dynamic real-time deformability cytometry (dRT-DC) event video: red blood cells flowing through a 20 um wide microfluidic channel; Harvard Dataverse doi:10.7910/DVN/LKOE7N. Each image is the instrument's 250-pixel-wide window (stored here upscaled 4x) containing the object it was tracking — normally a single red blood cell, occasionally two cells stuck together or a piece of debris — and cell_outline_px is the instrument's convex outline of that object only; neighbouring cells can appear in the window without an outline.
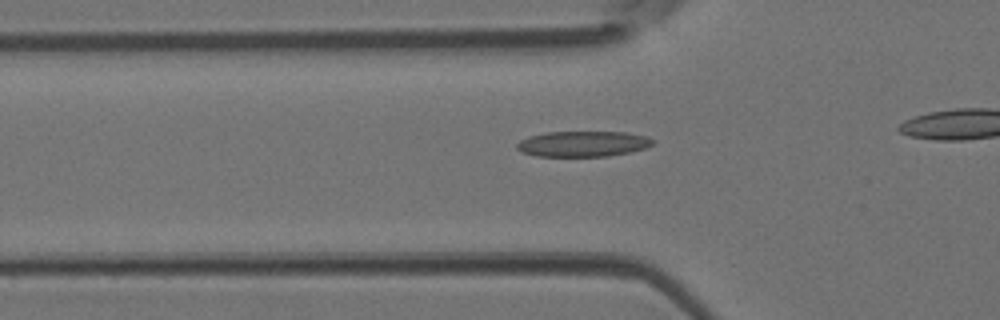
{"species": "Egyptian fruit bat (a non-hibernating species)", "species_latin": "Rousettus aegyptiacus", "temperature_condition": "room temperature", "stored_images_in_passage": 32, "camera_frame_rate_fps": 3000, "um_per_image_px": 0.085, "animal": {"sex": "female"}, "frame": {"image": 1, "passage_image": 11, "time_ms": 3.333, "image_size_px": [1000, 320], "cell_outline_px": [[656, 144], [632, 152], [608, 156], [536, 156], [520, 152], [516, 148], [516, 144], [520, 140], [528, 136], [544, 132], [628, 132], [648, 136], [656, 140]], "centroid_in_image_um": [49.58, 12.22], "position_along_channel_um": 76.2, "area_um2": 20.63}}
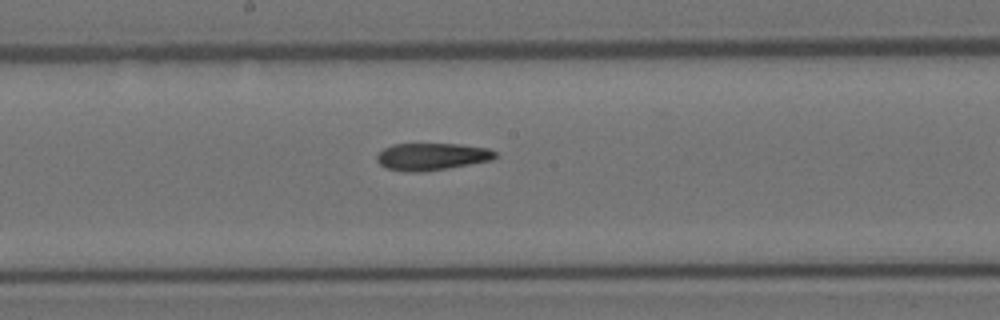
{"frame": {"image": 2, "passage_image": 20, "time_ms": 6.333, "image_size_px": [1000, 320], "cell_outline_px": [[496, 156], [492, 160], [448, 168], [420, 172], [412, 172], [388, 168], [380, 164], [376, 160], [376, 156], [384, 148], [392, 144], [460, 144], [488, 148], [496, 152]], "centroid_in_image_um": [36.71, 13.3], "position_along_channel_um": 211.5, "area_um2": 18.61}}
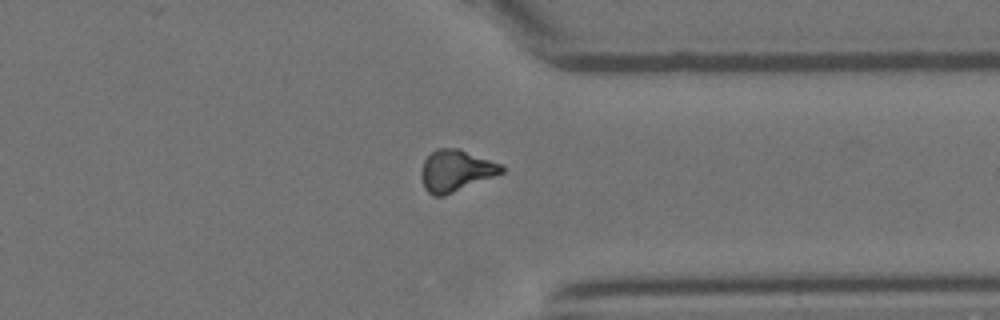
{"frame": {"image": 3, "passage_image": 31, "time_ms": 10.0, "image_size_px": [1000, 320], "cell_outline_px": [[504, 172], [444, 196], [432, 196], [424, 188], [420, 176], [424, 160], [436, 148], [456, 148], [504, 164]], "centroid_in_image_um": [38.74, 14.51], "position_along_channel_um": 372.7, "area_um2": 19.42}}